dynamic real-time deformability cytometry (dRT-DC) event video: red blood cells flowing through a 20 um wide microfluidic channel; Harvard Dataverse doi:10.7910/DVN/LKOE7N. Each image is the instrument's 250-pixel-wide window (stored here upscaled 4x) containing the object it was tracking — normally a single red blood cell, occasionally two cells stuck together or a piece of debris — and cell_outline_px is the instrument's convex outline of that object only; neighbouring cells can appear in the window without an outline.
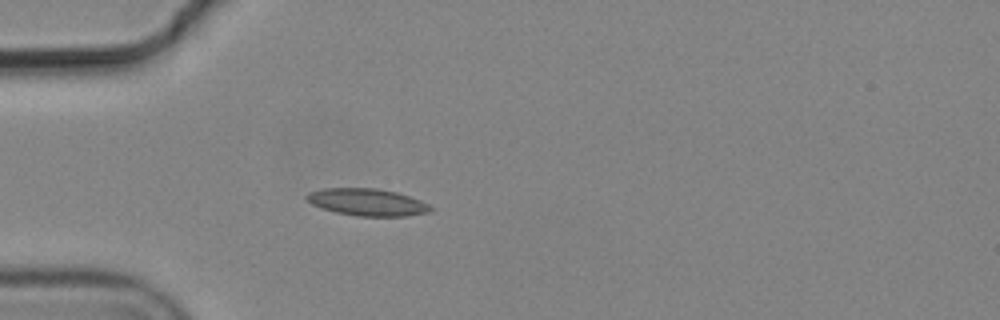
{"species": "common noctule bat (a hibernating species)", "species_latin": "Nyctalus noctula", "temperature_condition": "cold", "stored_images_in_passage": 3, "camera_frame_rate_fps": 3000, "um_per_image_px": 0.085, "animal": {"sex": "male", "body_mass_g": 19.2, "forearm_length_mm": 51.8}, "frame": {"image": 1, "passage_image": 3, "time_ms": 0.667, "image_size_px": [1000, 320], "cell_outline_px": [[432, 212], [404, 216], [360, 216], [336, 212], [320, 208], [312, 204], [304, 196], [308, 192], [324, 188], [376, 188], [396, 192], [420, 200], [428, 204], [432, 208]], "centroid_in_image_um": [31.2, 17.18], "position_along_channel_um": 53.8, "area_um2": 19.54}}